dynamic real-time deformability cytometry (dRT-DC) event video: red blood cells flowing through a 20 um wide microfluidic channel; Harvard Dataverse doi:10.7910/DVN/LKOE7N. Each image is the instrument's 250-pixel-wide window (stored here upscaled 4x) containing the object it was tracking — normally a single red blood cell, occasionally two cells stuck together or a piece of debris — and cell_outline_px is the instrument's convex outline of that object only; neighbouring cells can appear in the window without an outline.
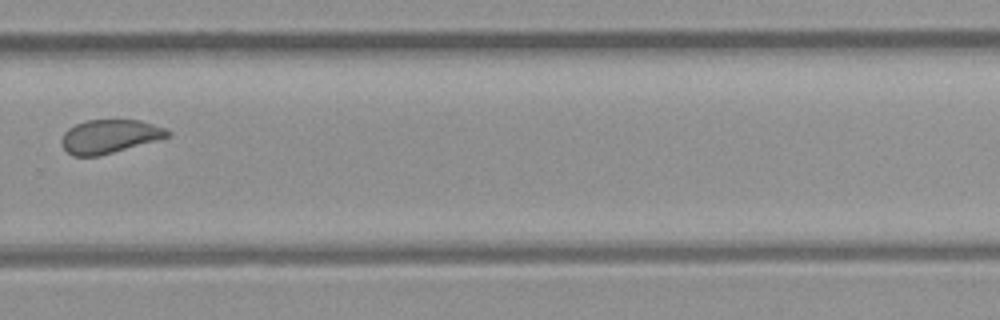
{"species": "common noctule bat (a hibernating species)", "species_latin": "Nyctalus noctula", "temperature_condition": "room temperature", "stored_images_in_passage": 14, "camera_frame_rate_fps": 3000, "um_per_image_px": 0.085, "animal": {"sex": "female", "body_mass_g": 21.9}, "frame": {"image": 1, "passage_image": 10, "time_ms": 11.333, "image_size_px": [1000, 320], "cell_outline_px": [[172, 132], [168, 136], [100, 156], [72, 156], [60, 144], [60, 140], [64, 132], [68, 128], [76, 124], [88, 120], [140, 120], [164, 128]], "centroid_in_image_um": [9.25, 11.59], "position_along_channel_um": 320.6, "area_um2": 20.52}, "authors_computed_cell_mechanics": {"area_um2": 21.4149, "velocity_mm_per_s": 3.962, "shape_relaxation_time_tau1_ms": null, "shape_relaxation_time_tau2_ms": 1.4465, "deformation_change_tau1": null, "deformation_change_tau2": 0.0582}}